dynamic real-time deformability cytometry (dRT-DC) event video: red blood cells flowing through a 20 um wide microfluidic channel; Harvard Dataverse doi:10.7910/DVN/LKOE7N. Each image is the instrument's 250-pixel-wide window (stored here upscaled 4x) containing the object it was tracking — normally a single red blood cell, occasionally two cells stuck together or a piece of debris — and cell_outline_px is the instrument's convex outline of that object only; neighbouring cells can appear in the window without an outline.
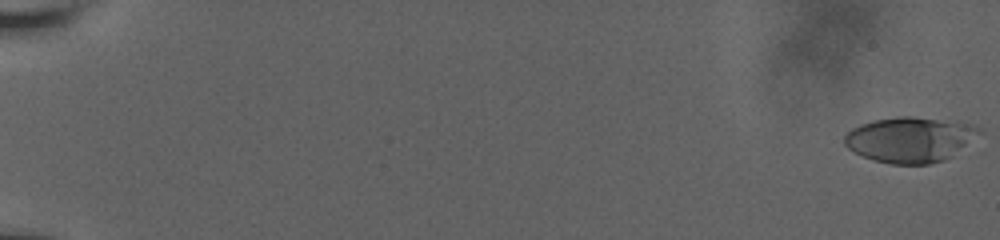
{"species": "human", "species_latin": "Homo sapiens", "temperature_condition": "room temperature", "stored_images_in_passage": 59, "camera_frame_rate_fps": 3000, "um_per_image_px": 0.085, "donor": {"sex": "male"}, "frame": {"image": 1, "passage_image": 1, "time_ms": 0.0, "image_size_px": [1000, 240], "cell_outline_px": [[984, 132], [952, 156], [944, 160], [928, 164], [892, 164], [872, 160], [848, 148], [844, 144], [844, 136], [852, 128], [860, 124], [872, 120], [900, 116], [912, 116], [956, 120], [972, 124], [980, 128]], "centroid_in_image_um": [77.4, 11.84], "position_along_channel_um": 7.6, "area_um2": 36.07}}
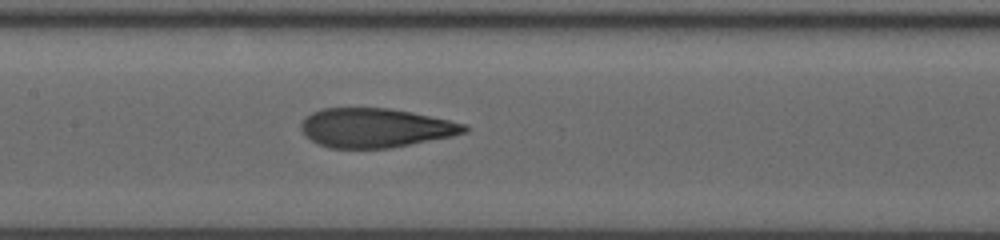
{"frame": {"image": 2, "passage_image": 32, "time_ms": 10.333, "image_size_px": [1000, 240], "cell_outline_px": [[468, 132], [452, 136], [392, 148], [328, 148], [316, 144], [304, 136], [300, 128], [300, 124], [304, 116], [312, 112], [324, 108], [388, 108], [412, 112], [448, 120], [464, 124], [468, 128]], "centroid_in_image_um": [31.85, 10.87], "position_along_channel_um": 175.6, "area_um2": 37.57}}
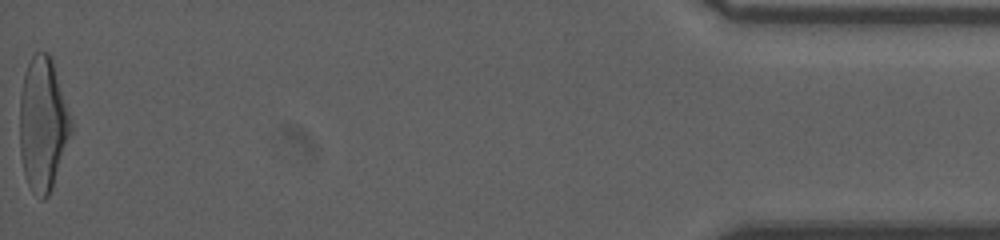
{"frame": {"image": 3, "passage_image": 59, "time_ms": 19.333, "image_size_px": [1000, 240], "cell_outline_px": [[72, 132], [52, 188], [48, 196], [44, 200], [40, 200], [32, 192], [28, 184], [24, 172], [20, 156], [20, 92], [24, 76], [28, 64], [32, 56], [36, 52], [48, 52], [52, 56], [72, 120]], "centroid_in_image_um": [3.65, 10.56], "position_along_channel_um": 431.5, "area_um2": 40.29}, "authors_computed_cell_mechanics": {"area_um2": 37.2232, "velocity_mm_per_s": 3.8166, "shape_relaxation_time_tau1_ms": 6.37, "shape_relaxation_time_tau2_ms": 1.0621, "deformation_change_tau1": 0.2611, "deformation_change_tau2": 0.0925}}